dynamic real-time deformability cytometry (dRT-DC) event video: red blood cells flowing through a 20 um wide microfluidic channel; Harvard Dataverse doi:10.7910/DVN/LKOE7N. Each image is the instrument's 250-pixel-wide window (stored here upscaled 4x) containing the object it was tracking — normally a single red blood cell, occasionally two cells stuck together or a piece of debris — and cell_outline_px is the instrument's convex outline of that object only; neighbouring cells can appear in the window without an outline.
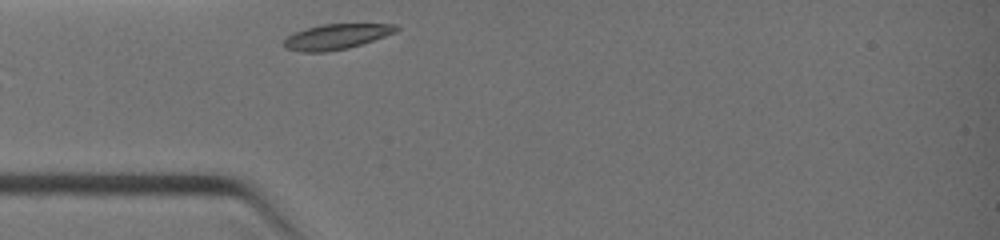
{"species": "common noctule bat (a hibernating species)", "species_latin": "Nyctalus noctula", "temperature_condition": "warm", "stored_images_in_passage": 20, "camera_frame_rate_fps": 3000, "um_per_image_px": 0.085, "animal": {"sex": "female", "body_mass_g": 19.0, "forearm_length_mm": 51.5}, "frame": {"image": 1, "passage_image": 1, "time_ms": 0.0, "image_size_px": [1000, 240], "cell_outline_px": [[400, 28], [396, 32], [348, 48], [328, 52], [300, 52], [284, 48], [280, 44], [288, 36], [296, 32], [308, 28], [324, 24], [396, 24]], "centroid_in_image_um": [28.55, 3.13], "position_along_channel_um": 56.5, "area_um2": 16.47}}
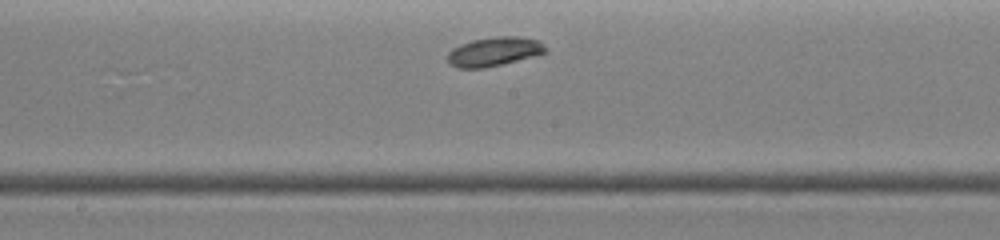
{"frame": {"image": 2, "passage_image": 10, "time_ms": 3.0, "image_size_px": [1000, 240], "cell_outline_px": [[548, 52], [504, 64], [484, 68], [456, 68], [448, 64], [448, 52], [452, 48], [460, 44], [472, 40], [496, 36], [516, 36], [536, 40], [548, 48]], "centroid_in_image_um": [41.97, 4.39], "position_along_channel_um": 206.2, "area_um2": 16.7}}
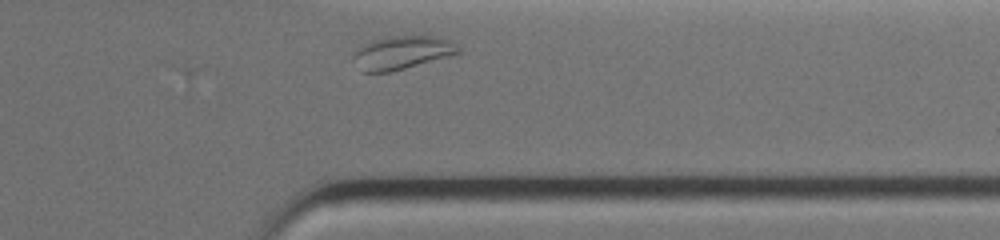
{"frame": {"image": 3, "passage_image": 20, "time_ms": 6.333, "image_size_px": [1000, 240], "cell_outline_px": [[460, 52], [448, 56], [404, 68], [388, 72], [360, 72], [352, 56], [356, 48], [368, 40], [384, 36], [436, 36], [452, 40], [460, 48]], "centroid_in_image_um": [34.11, 4.45], "position_along_channel_um": 377.3, "area_um2": 20.58}}